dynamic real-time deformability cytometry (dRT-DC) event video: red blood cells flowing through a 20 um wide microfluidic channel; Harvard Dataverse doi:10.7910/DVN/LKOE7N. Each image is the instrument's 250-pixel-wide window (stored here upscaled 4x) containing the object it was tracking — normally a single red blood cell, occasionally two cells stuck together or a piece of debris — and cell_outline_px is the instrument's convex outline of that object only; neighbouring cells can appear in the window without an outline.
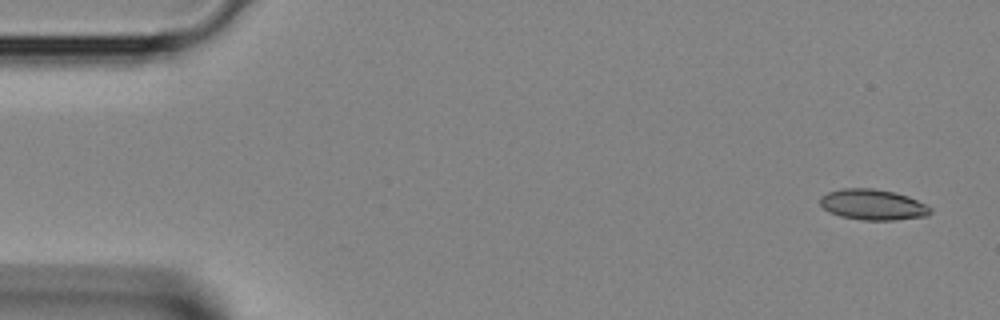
{"species": "Egyptian fruit bat (a non-hibernating species)", "species_latin": "Rousettus aegyptiacus", "temperature_condition": "room temperature", "stored_images_in_passage": 3, "segment_of_instrument_passage": [2, 2], "camera_frame_rate_fps": 3000, "um_per_image_px": 0.085, "animal": {"sex": "female"}, "frame": {"image": 1, "passage_image": 3, "time_ms": 0.667, "image_size_px": [1000, 320], "cell_outline_px": [[932, 212], [928, 216], [896, 220], [860, 220], [840, 216], [828, 212], [820, 204], [820, 196], [828, 192], [844, 188], [872, 188], [892, 192], [908, 196], [932, 208]], "centroid_in_image_um": [74.18, 17.4], "position_along_channel_um": 10.8, "area_um2": 19.77}}